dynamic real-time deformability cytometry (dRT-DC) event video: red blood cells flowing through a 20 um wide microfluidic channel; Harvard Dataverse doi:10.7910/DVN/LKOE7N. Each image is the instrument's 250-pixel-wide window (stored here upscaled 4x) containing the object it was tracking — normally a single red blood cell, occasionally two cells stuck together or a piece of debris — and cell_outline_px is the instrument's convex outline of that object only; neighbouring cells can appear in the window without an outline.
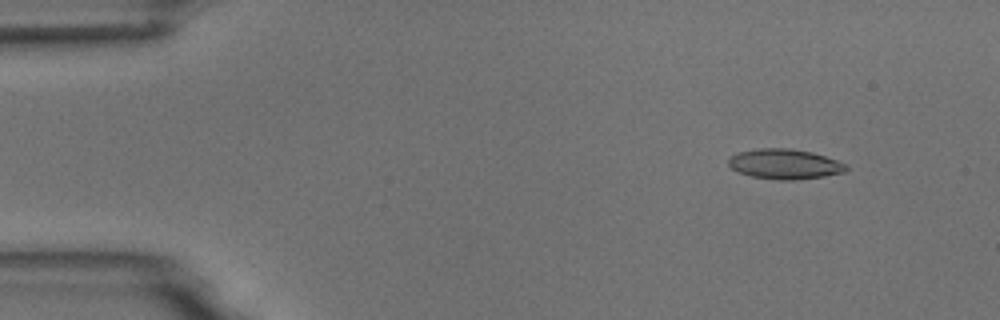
{"species": "common noctule bat (a hibernating species)", "species_latin": "Nyctalus noctula", "temperature_condition": "room temperature", "stored_images_in_passage": 5, "segment_of_instrument_passage": [1, 2], "camera_frame_rate_fps": 3000, "um_per_image_px": 0.085, "animal": {"sex": "male", "body_mass_g": 18.8}, "frame": {"image": 1, "passage_image": 2, "time_ms": 1.0, "image_size_px": [1000, 320], "cell_outline_px": [[848, 168], [844, 172], [824, 176], [792, 180], [776, 180], [752, 176], [740, 172], [732, 168], [728, 164], [728, 160], [732, 156], [740, 152], [756, 148], [788, 148], [812, 152], [848, 164]], "centroid_in_image_um": [66.72, 13.94], "position_along_channel_um": 18.3, "area_um2": 20.46}}